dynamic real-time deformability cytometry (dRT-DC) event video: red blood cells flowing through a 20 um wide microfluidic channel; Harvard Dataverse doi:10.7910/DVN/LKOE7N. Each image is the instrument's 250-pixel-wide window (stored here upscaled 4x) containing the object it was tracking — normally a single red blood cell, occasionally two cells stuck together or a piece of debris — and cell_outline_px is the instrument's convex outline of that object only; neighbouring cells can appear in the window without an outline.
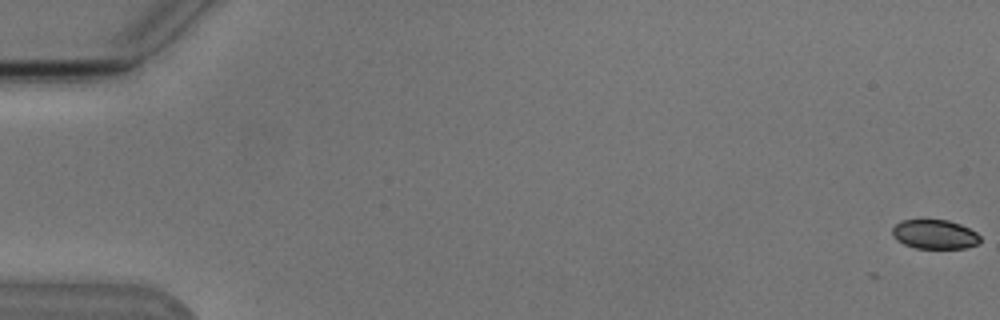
{"species": "Egyptian fruit bat (a non-hibernating species)", "species_latin": "Rousettus aegyptiacus", "temperature_condition": "cold", "stored_images_in_passage": 3, "camera_frame_rate_fps": 3000, "um_per_image_px": 0.085, "animal": {"sex": "male"}, "frame": {"image": 1, "passage_image": 1, "time_ms": 0.0, "image_size_px": [1000, 320], "cell_outline_px": [[980, 240], [976, 244], [964, 248], [916, 248], [904, 244], [896, 240], [892, 236], [892, 228], [900, 220], [948, 220], [960, 224], [976, 232], [980, 236]], "centroid_in_image_um": [79.41, 19.91], "position_along_channel_um": 5.6, "area_um2": 14.91}}